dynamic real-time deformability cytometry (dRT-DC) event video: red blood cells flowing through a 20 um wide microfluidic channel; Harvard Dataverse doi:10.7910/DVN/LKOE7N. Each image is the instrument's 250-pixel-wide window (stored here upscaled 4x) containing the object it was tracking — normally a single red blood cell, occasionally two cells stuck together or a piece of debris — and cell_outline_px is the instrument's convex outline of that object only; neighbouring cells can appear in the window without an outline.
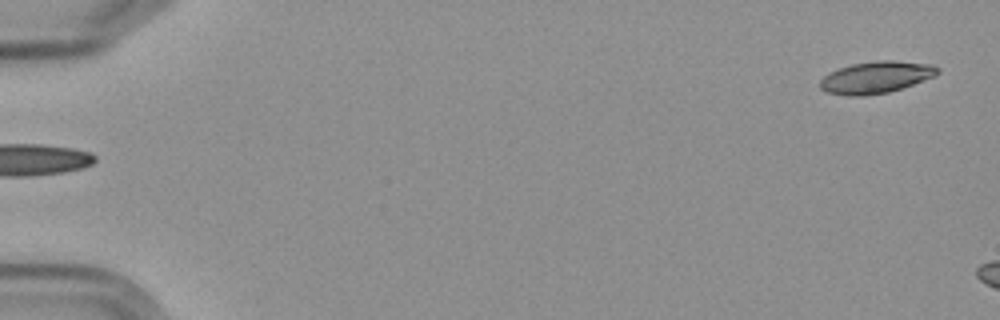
{"species": "Egyptian fruit bat (a non-hibernating species)", "species_latin": "Rousettus aegyptiacus", "temperature_condition": "cold", "stored_images_in_passage": 3, "camera_frame_rate_fps": 3000, "um_per_image_px": 0.085, "frame": {"image": 1, "passage_image": 1, "time_ms": 0.0, "image_size_px": [1000, 320], "cell_outline_px": [[940, 72], [936, 76], [888, 92], [864, 96], [848, 96], [828, 92], [820, 88], [820, 80], [828, 72], [852, 64], [876, 60], [892, 60], [932, 64], [940, 68]], "centroid_in_image_um": [74.47, 6.56], "position_along_channel_um": 10.5, "area_um2": 21.85}}